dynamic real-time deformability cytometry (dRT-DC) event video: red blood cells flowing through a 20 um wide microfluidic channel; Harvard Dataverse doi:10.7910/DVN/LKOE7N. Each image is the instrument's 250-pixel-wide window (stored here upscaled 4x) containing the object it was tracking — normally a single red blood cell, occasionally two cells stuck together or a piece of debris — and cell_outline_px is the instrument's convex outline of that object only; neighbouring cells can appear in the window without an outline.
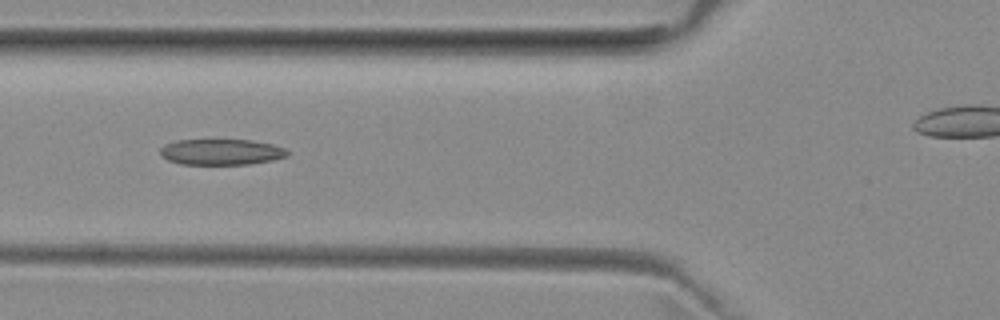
{"species": "common noctule bat (a hibernating species)", "species_latin": "Nyctalus noctula", "temperature_condition": "room temperature", "stored_images_in_passage": 31, "camera_frame_rate_fps": 3000, "um_per_image_px": 0.085, "animal": {"sex": "female", "body_mass_g": 29.2, "forearm_length_mm": 56.3}, "frame": {"image": 1, "passage_image": 5, "time_ms": 1.333, "image_size_px": [1000, 320], "cell_outline_px": [[288, 156], [272, 160], [248, 164], [180, 164], [168, 160], [160, 156], [160, 148], [164, 144], [176, 140], [252, 140], [272, 144], [284, 148], [288, 152]], "centroid_in_image_um": [18.77, 12.91], "position_along_channel_um": 107.0, "area_um2": 19.19}}
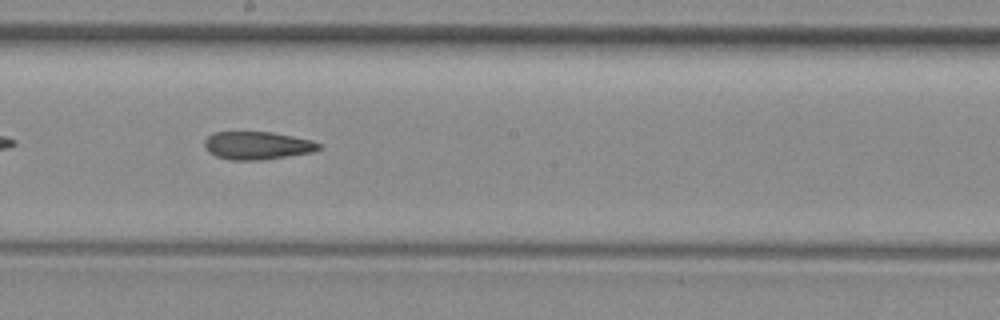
{"frame": {"image": 2, "passage_image": 14, "time_ms": 4.333, "image_size_px": [1000, 320], "cell_outline_px": [[320, 148], [312, 152], [264, 160], [228, 160], [216, 156], [208, 152], [204, 148], [204, 140], [212, 132], [272, 132], [312, 140], [320, 144]], "centroid_in_image_um": [21.82, 12.37], "position_along_channel_um": 226.4, "area_um2": 18.73}, "authors_computed_cell_mechanics": {"area_um2": 18.9584, "velocity_mm_per_s": 3.9682, "shape_relaxation_time_tau1_ms": null, "shape_relaxation_time_tau2_ms": 8.4819, "deformation_change_tau1": null, "deformation_change_tau2": 0.2293}}